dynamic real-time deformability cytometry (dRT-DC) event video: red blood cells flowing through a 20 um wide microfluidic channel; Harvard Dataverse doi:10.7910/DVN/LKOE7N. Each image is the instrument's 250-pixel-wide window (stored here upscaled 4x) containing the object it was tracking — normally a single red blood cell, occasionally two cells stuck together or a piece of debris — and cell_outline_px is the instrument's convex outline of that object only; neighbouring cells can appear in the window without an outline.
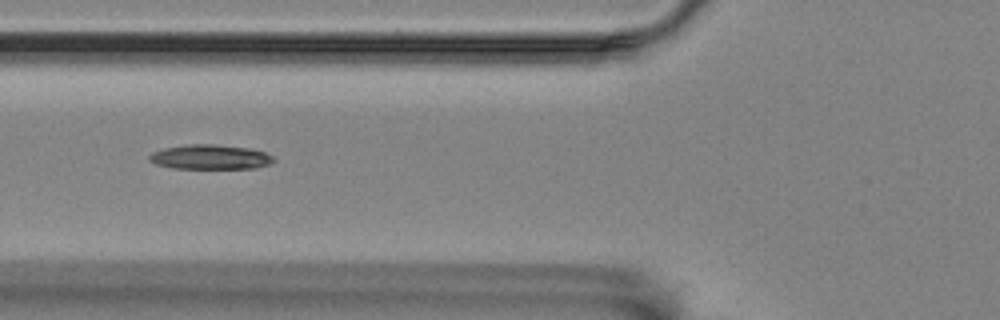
{"species": "Egyptian fruit bat (a non-hibernating species)", "species_latin": "Rousettus aegyptiacus", "temperature_condition": "room temperature", "stored_images_in_passage": 7, "camera_frame_rate_fps": 3000, "um_per_image_px": 0.085, "animal": {"sex": "female"}, "frame": {"image": 1, "passage_image": 5, "time_ms": 1.333, "image_size_px": [1000, 320], "cell_outline_px": [[276, 160], [272, 164], [256, 168], [172, 168], [156, 164], [148, 160], [148, 156], [152, 152], [164, 148], [184, 144], [212, 144], [252, 148], [264, 152], [272, 156]], "centroid_in_image_um": [17.88, 13.34], "position_along_channel_um": 107.9, "area_um2": 18.03}}
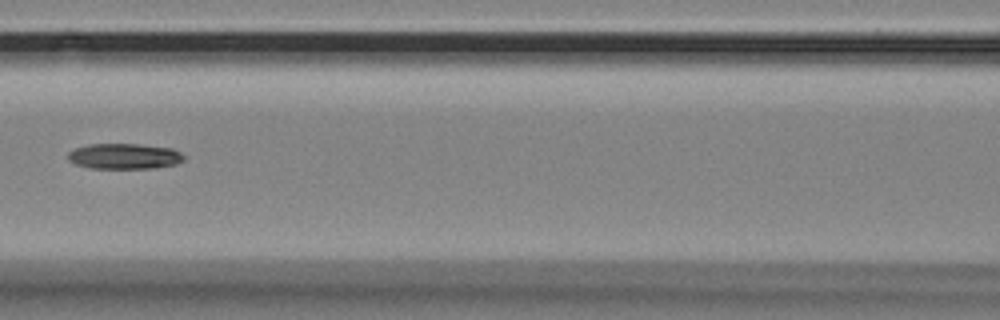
{"frame": {"image": 2, "passage_image": 6, "time_ms": 1.667, "image_size_px": [1000, 320], "cell_outline_px": [[184, 160], [176, 164], [152, 168], [88, 168], [76, 164], [68, 160], [68, 152], [76, 148], [88, 144], [140, 144], [172, 148], [180, 152], [184, 156]], "centroid_in_image_um": [10.56, 13.28], "position_along_channel_um": 156.0, "area_um2": 17.28}}
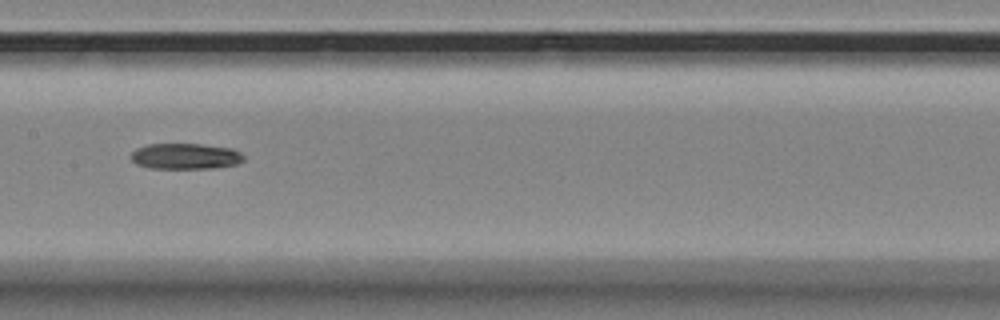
{"frame": {"image": 3, "passage_image": 7, "time_ms": 2.0, "image_size_px": [1000, 320], "cell_outline_px": [[244, 160], [236, 164], [212, 168], [148, 168], [136, 164], [132, 160], [132, 152], [136, 148], [148, 144], [200, 144], [232, 148], [240, 152], [244, 156]], "centroid_in_image_um": [15.76, 13.28], "position_along_channel_um": 191.6, "area_um2": 16.94}}